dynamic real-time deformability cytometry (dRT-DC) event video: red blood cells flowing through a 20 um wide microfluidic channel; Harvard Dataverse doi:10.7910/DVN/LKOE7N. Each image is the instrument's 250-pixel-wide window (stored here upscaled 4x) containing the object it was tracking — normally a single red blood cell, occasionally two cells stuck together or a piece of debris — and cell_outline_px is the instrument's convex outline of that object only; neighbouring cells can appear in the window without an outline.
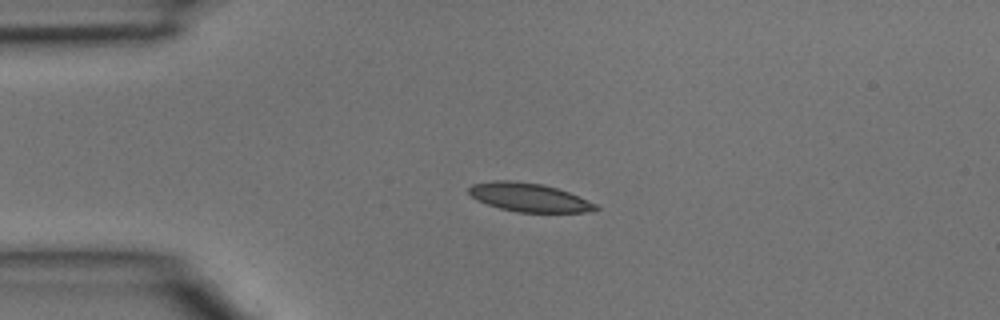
{"species": "common noctule bat (a hibernating species)", "species_latin": "Nyctalus noctula", "temperature_condition": "room temperature", "stored_images_in_passage": 2, "camera_frame_rate_fps": 3000, "um_per_image_px": 0.085, "animal": {"sex": "male", "body_mass_g": 15.6}, "frame": {"image": 1, "passage_image": 1, "time_ms": 0.0, "image_size_px": [1000, 320], "cell_outline_px": [[600, 208], [584, 212], [516, 212], [500, 208], [476, 200], [468, 192], [468, 188], [472, 184], [496, 180], [508, 180], [544, 184], [568, 192], [596, 204]], "centroid_in_image_um": [44.93, 16.77], "position_along_channel_um": 40.1, "area_um2": 20.92}}
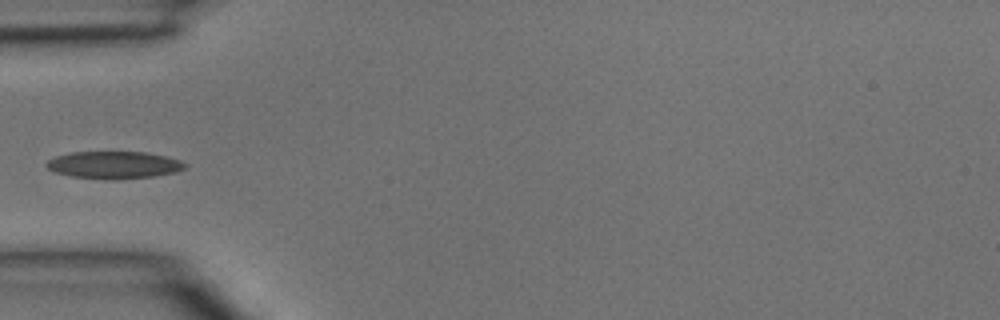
{"frame": {"image": 2, "passage_image": 2, "time_ms": 0.333, "image_size_px": [1000, 320], "cell_outline_px": [[188, 164], [184, 168], [176, 172], [156, 176], [116, 180], [108, 180], [72, 176], [56, 172], [48, 168], [44, 164], [48, 160], [56, 156], [72, 152], [144, 152], [164, 156], [180, 160]], "centroid_in_image_um": [9.7, 14.03], "position_along_channel_um": 75.3, "area_um2": 22.08}}